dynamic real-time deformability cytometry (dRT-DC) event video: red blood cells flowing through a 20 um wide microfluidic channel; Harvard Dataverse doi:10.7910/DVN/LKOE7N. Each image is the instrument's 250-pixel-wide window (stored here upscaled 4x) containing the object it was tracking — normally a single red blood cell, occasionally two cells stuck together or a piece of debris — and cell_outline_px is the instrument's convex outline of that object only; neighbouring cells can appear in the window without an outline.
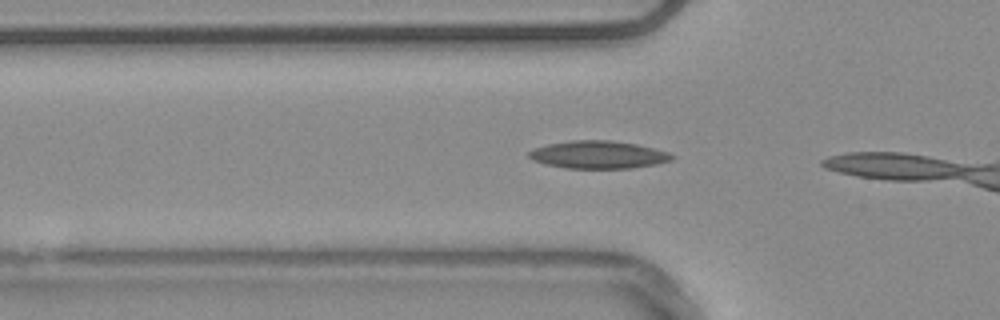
{"species": "common noctule bat (a hibernating species)", "species_latin": "Nyctalus noctula", "temperature_condition": "warm", "stored_images_in_passage": 9, "camera_frame_rate_fps": 3000, "um_per_image_px": 0.085, "animal": {"sex": "male", "body_mass_g": 20.4}, "frame": {"image": 1, "passage_image": 7, "time_ms": 2.0, "image_size_px": [1000, 320], "cell_outline_px": [[676, 156], [672, 160], [656, 164], [632, 168], [564, 168], [544, 164], [532, 160], [528, 156], [528, 152], [532, 148], [548, 144], [572, 140], [608, 140], [636, 144], [668, 152]], "centroid_in_image_um": [50.82, 13.15], "position_along_channel_um": 75.0, "area_um2": 23.12}}